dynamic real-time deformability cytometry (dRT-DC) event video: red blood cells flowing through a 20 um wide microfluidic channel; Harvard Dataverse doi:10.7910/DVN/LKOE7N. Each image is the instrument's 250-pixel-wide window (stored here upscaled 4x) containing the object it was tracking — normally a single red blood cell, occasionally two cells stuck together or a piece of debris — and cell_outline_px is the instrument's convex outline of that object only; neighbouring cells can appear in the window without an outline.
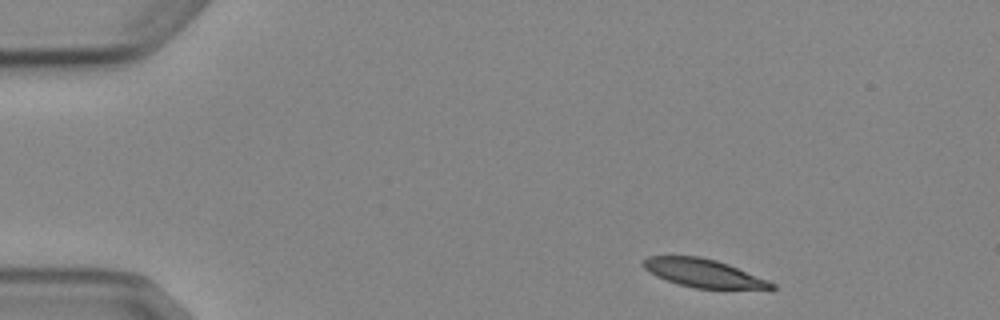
{"species": "Egyptian fruit bat (a non-hibernating species)", "species_latin": "Rousettus aegyptiacus", "temperature_condition": "cold", "stored_images_in_passage": 4, "camera_frame_rate_fps": 3000, "um_per_image_px": 0.085, "animal": {"sex": "female"}, "frame": {"image": 1, "passage_image": 1, "time_ms": 0.0, "image_size_px": [1000, 320], "cell_outline_px": [[776, 288], [696, 288], [680, 284], [656, 276], [644, 268], [640, 264], [640, 260], [648, 256], [700, 256], [716, 260], [728, 264], [768, 280], [776, 284]], "centroid_in_image_um": [59.73, 23.19], "position_along_channel_um": 25.3, "area_um2": 20.81}}
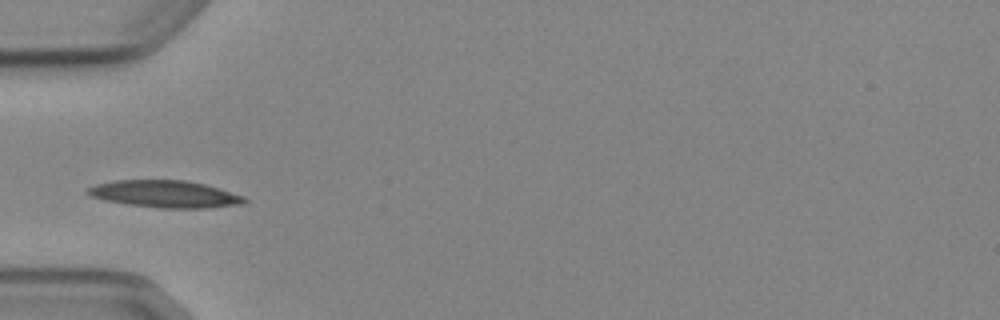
{"frame": {"image": 2, "passage_image": 3, "time_ms": 3.333, "image_size_px": [1000, 320], "cell_outline_px": [[248, 200], [244, 204], [208, 208], [160, 208], [128, 204], [104, 200], [88, 196], [84, 192], [84, 188], [96, 184], [112, 180], [184, 180], [204, 184], [244, 196]], "centroid_in_image_um": [13.96, 16.49], "position_along_channel_um": 71.0, "area_um2": 24.97}}
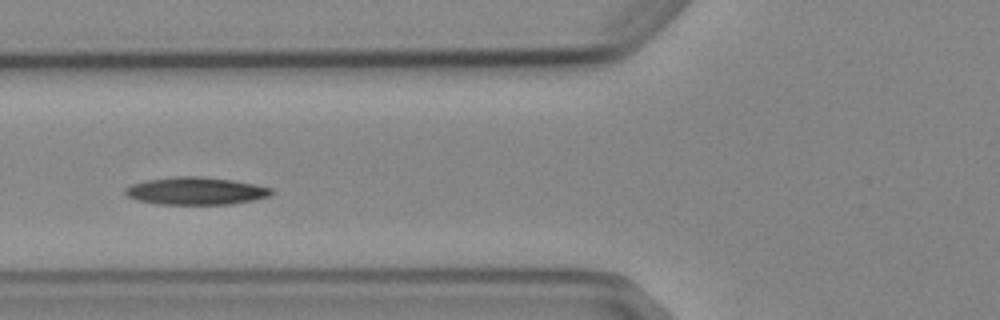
{"frame": {"image": 3, "passage_image": 4, "time_ms": 4.333, "image_size_px": [1000, 320], "cell_outline_px": [[276, 192], [268, 196], [252, 200], [232, 204], [160, 204], [140, 200], [128, 196], [124, 192], [124, 188], [132, 184], [144, 180], [172, 176], [204, 176], [232, 180], [256, 184], [272, 188]], "centroid_in_image_um": [16.66, 16.21], "position_along_channel_um": 109.1, "area_um2": 23.58}}